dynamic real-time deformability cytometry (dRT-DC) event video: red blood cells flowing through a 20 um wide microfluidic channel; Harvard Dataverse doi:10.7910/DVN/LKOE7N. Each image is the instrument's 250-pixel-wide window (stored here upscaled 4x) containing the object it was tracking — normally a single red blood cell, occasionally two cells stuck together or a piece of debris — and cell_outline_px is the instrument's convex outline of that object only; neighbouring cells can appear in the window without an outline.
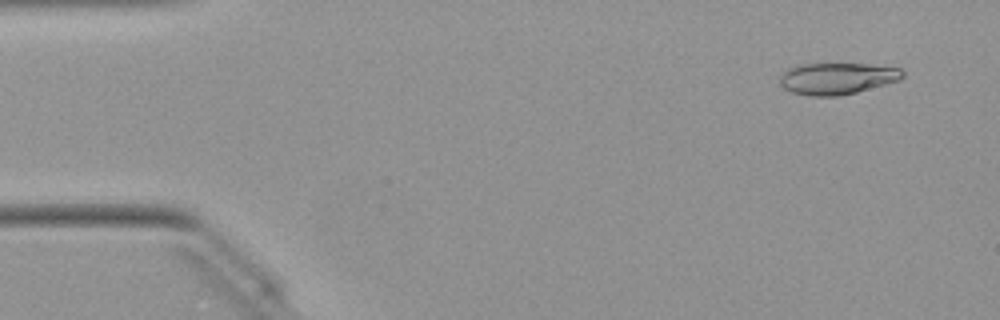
{"species": "Egyptian fruit bat (a non-hibernating species)", "species_latin": "Rousettus aegyptiacus", "temperature_condition": "warm", "stored_images_in_passage": 49, "camera_frame_rate_fps": 3000, "um_per_image_px": 0.085, "animal": {"sex": "female"}, "frame": {"image": 1, "passage_image": 3, "time_ms": 0.667, "image_size_px": [1000, 320], "cell_outline_px": [[904, 76], [900, 80], [856, 92], [836, 96], [812, 96], [792, 92], [784, 88], [780, 84], [780, 76], [788, 68], [796, 64], [868, 64], [900, 68], [904, 72]], "centroid_in_image_um": [71.15, 6.66], "position_along_channel_um": 13.9, "area_um2": 22.54}}
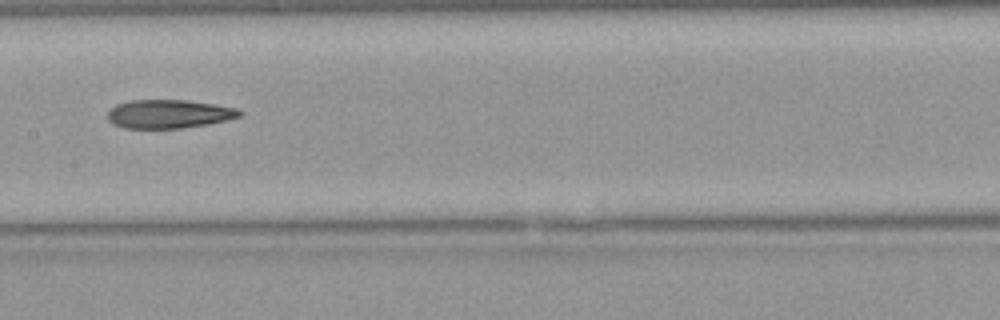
{"frame": {"image": 2, "passage_image": 24, "time_ms": 7.667, "image_size_px": [1000, 320], "cell_outline_px": [[240, 116], [228, 120], [208, 124], [180, 128], [124, 128], [112, 124], [108, 120], [108, 112], [116, 104], [128, 100], [188, 100], [240, 108]], "centroid_in_image_um": [14.35, 9.68], "position_along_channel_um": 193.1, "area_um2": 22.08}}
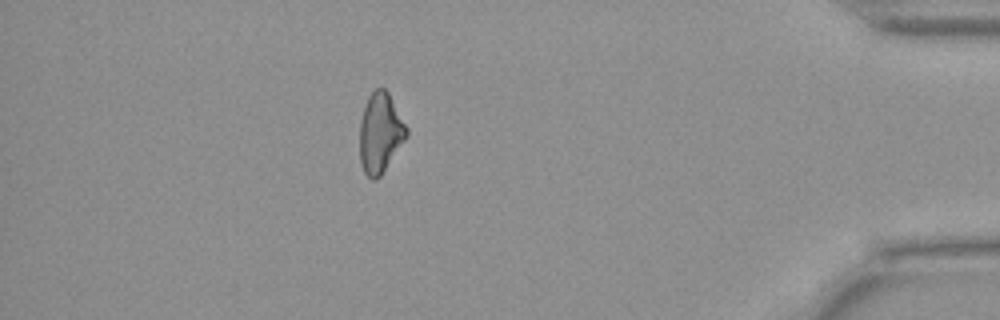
{"frame": {"image": 3, "passage_image": 43, "time_ms": 14.0, "image_size_px": [1000, 320], "cell_outline_px": [[408, 136], [380, 176], [376, 180], [372, 180], [364, 172], [360, 160], [360, 120], [368, 96], [376, 88], [384, 88], [388, 92], [408, 128]], "centroid_in_image_um": [32.33, 11.3], "position_along_channel_um": 402.9, "area_um2": 21.73}, "authors_computed_cell_mechanics": {"area_um2": 22.4842, "velocity_mm_per_s": 4.0878, "shape_relaxation_time_tau1_ms": null, "shape_relaxation_time_tau2_ms": 8.9542, "deformation_change_tau1": null, "deformation_change_tau2": 0.2299}}